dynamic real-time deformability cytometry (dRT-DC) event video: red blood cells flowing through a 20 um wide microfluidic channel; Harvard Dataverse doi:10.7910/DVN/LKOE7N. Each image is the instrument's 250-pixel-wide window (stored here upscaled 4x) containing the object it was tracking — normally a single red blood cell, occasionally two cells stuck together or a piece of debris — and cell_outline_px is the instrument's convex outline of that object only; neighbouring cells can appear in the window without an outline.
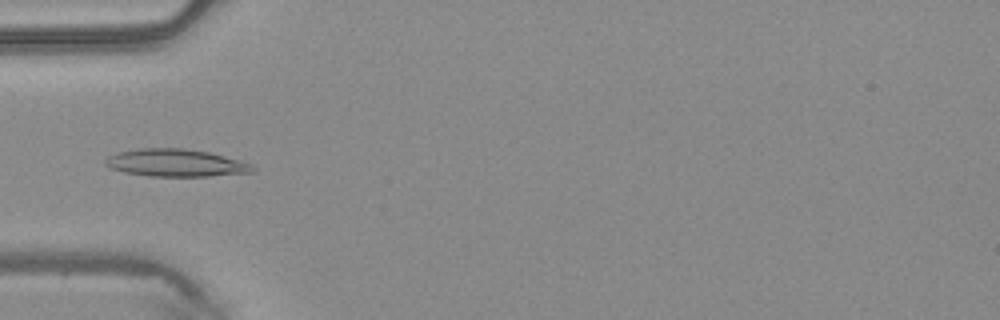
{"species": "common noctule bat (a hibernating species)", "species_latin": "Nyctalus noctula", "temperature_condition": "warm", "stored_images_in_passage": 49, "camera_frame_rate_fps": 3000, "um_per_image_px": 0.085, "animal": {"sex": "male", "body_mass_g": 20.4}, "frame": {"image": 1, "passage_image": 16, "time_ms": 5.0, "image_size_px": [1000, 320], "cell_outline_px": [[256, 168], [252, 172], [208, 176], [148, 176], [124, 172], [112, 168], [104, 164], [104, 160], [108, 156], [116, 152], [140, 148], [184, 148], [208, 152], [224, 156], [252, 164]], "centroid_in_image_um": [14.9, 13.84], "position_along_channel_um": 70.1, "area_um2": 23.52}}
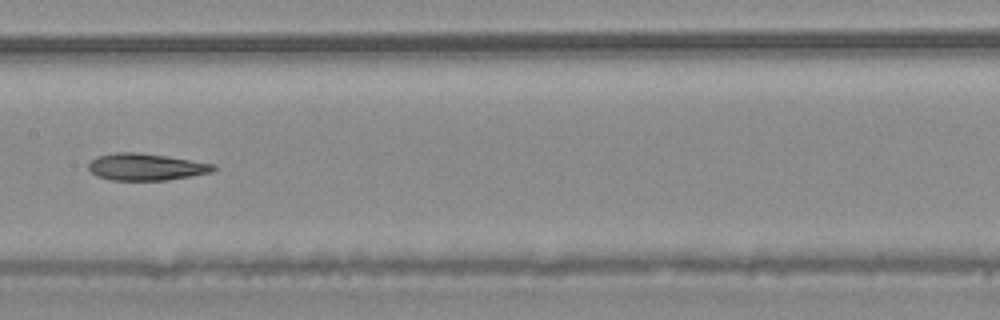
{"frame": {"image": 2, "passage_image": 25, "time_ms": 8.0, "image_size_px": [1000, 320], "cell_outline_px": [[216, 168], [212, 172], [164, 180], [112, 180], [96, 176], [88, 168], [88, 164], [96, 156], [116, 152], [136, 152], [168, 156], [216, 164]], "centroid_in_image_um": [12.39, 14.18], "position_along_channel_um": 195.0, "area_um2": 19.54}}
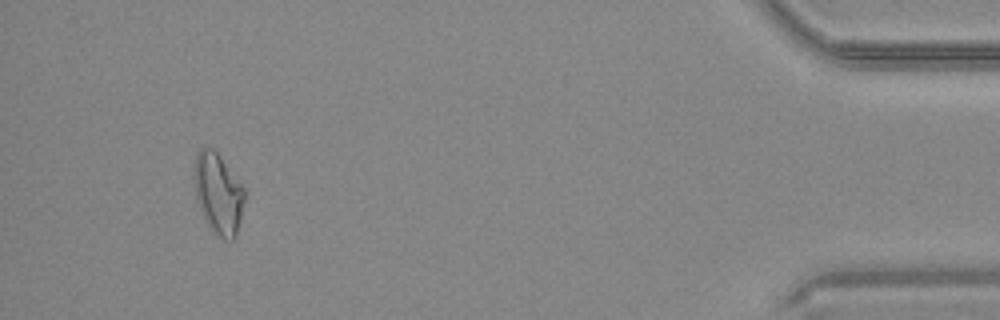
{"frame": {"image": 3, "passage_image": 46, "time_ms": 15.0, "image_size_px": [1000, 320], "cell_outline_px": [[244, 200], [240, 220], [236, 236], [232, 240], [224, 240], [204, 220], [196, 200], [196, 152], [200, 148], [212, 148], [220, 156], [244, 188]], "centroid_in_image_um": [18.56, 16.47], "position_along_channel_um": 416.6, "area_um2": 23.0}, "authors_computed_cell_mechanics": {"area_um2": 21.1548, "velocity_mm_per_s": 4.147, "shape_relaxation_time_tau1_ms": null, "shape_relaxation_time_tau2_ms": 8.2724, "deformation_change_tau1": null, "deformation_change_tau2": 0.1798}}